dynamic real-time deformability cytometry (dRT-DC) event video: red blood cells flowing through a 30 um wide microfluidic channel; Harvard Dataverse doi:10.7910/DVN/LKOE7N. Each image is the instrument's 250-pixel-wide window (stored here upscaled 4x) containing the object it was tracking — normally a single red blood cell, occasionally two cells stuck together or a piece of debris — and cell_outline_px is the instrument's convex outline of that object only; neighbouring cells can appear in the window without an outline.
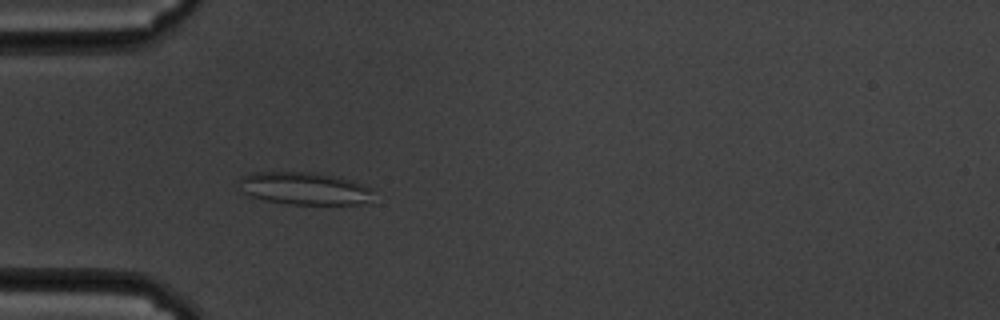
{"species": "common noctule bat (a hibernating species)", "species_latin": "Nyctalus noctula", "temperature_condition": "cold", "stored_images_in_passage": 50, "camera_frame_rate_fps": 3000, "um_per_image_px": 0.085, "animal": {"sex": "male", "body_mass_g": 19.5, "forearm_length_mm": 54.6}, "frame": {"image": 1, "passage_image": 9, "time_ms": 2.667, "image_size_px": [1000, 320], "cell_outline_px": [[372, 192], [368, 204], [288, 204], [264, 200], [248, 196], [240, 192], [240, 176], [252, 172], [320, 172], [352, 180], [372, 188]], "centroid_in_image_um": [25.85, 16.01], "position_along_channel_um": 59.2, "area_um2": 25.89}}
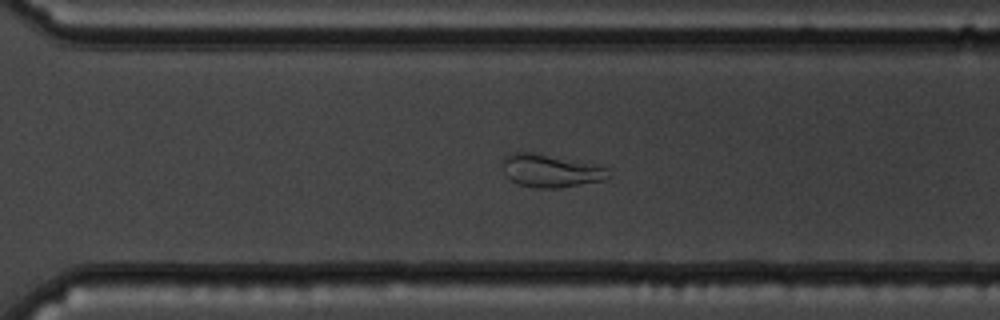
{"frame": {"image": 2, "passage_image": 33, "time_ms": 10.667, "image_size_px": [1000, 320], "cell_outline_px": [[612, 176], [604, 180], [560, 188], [532, 188], [516, 184], [504, 172], [504, 156], [508, 152], [532, 152], [600, 164], [608, 168]], "centroid_in_image_um": [46.86, 14.51], "position_along_channel_um": 323.7, "area_um2": 20.75}}
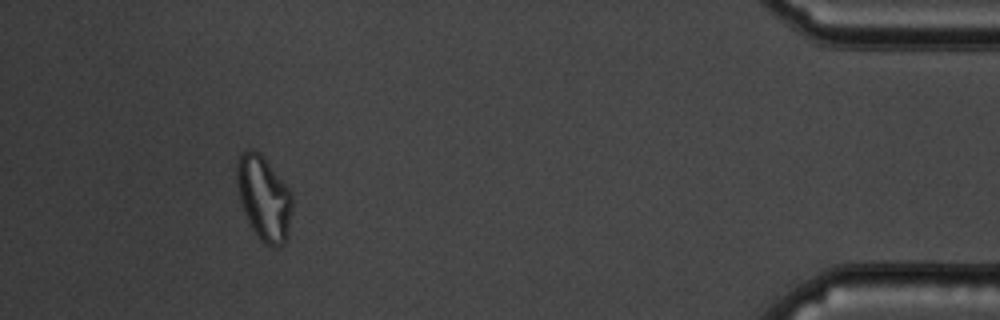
{"frame": {"image": 3, "passage_image": 46, "time_ms": 15.0, "image_size_px": [1000, 320], "cell_outline_px": [[292, 212], [288, 236], [284, 244], [276, 248], [272, 248], [264, 244], [260, 240], [252, 228], [240, 204], [236, 184], [236, 164], [240, 152], [248, 148], [252, 148], [260, 152], [264, 156], [292, 192]], "centroid_in_image_um": [22.42, 16.82], "position_along_channel_um": 412.8, "area_um2": 28.03}, "authors_computed_cell_mechanics": {"area_um2": 24.1315, "velocity_mm_per_s": 3.3706, "shape_relaxation_time_tau1_ms": null, "shape_relaxation_time_tau2_ms": 2.1786, "deformation_change_tau1": null, "deformation_change_tau2": 0.0985}}